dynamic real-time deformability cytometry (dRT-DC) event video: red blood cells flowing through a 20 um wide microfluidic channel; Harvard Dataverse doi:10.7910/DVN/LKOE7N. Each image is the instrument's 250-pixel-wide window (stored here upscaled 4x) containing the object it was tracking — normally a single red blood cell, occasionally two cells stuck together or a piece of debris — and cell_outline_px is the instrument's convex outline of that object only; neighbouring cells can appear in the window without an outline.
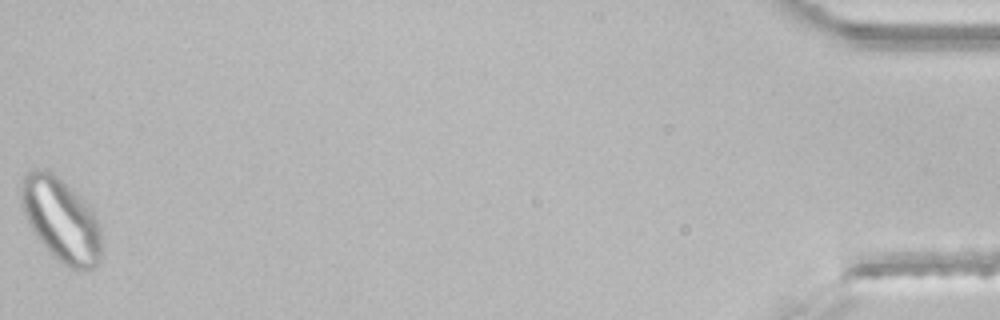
{"species": "common noctule bat (a hibernating species)", "species_latin": "Nyctalus noctula", "temperature_condition": "room temperature", "stored_images_in_passage": 44, "segment_of_instrument_passage": [2, 2], "camera_frame_rate_fps": 3000, "um_per_image_px": 0.085, "animal": {"sex": "male", "body_mass_g": 21.5, "forearm_length_mm": 52.0}, "frame": {"image": 1, "passage_image": 44, "time_ms": 14.333, "image_size_px": [1000, 320], "cell_outline_px": [[100, 256], [96, 264], [92, 268], [72, 268], [64, 264], [36, 236], [28, 224], [24, 212], [20, 196], [20, 180], [32, 168], [36, 168], [48, 172], [56, 176], [76, 192], [92, 208], [100, 228]], "centroid_in_image_um": [5.17, 18.62], "position_along_channel_um": 430.0, "area_um2": 38.32}}